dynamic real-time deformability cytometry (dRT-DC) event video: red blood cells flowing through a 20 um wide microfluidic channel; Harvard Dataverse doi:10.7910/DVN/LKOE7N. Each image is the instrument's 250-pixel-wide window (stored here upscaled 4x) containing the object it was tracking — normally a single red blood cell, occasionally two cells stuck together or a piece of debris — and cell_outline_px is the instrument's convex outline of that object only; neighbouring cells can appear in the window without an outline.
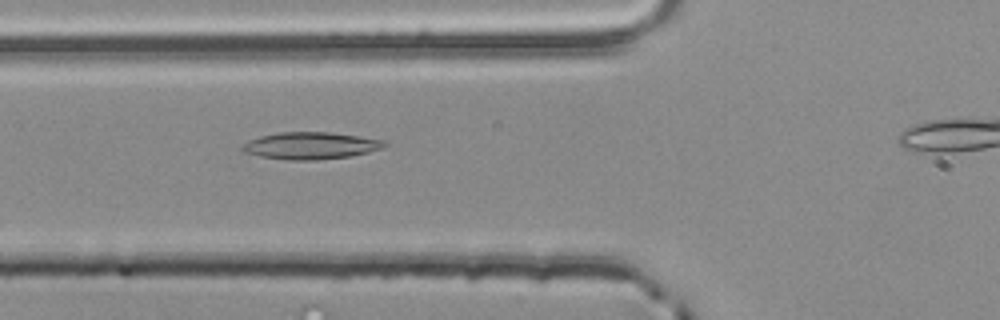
{"species": "common noctule bat (a hibernating species)", "species_latin": "Nyctalus noctula", "temperature_condition": "room temperature", "stored_images_in_passage": 35, "camera_frame_rate_fps": 3000, "um_per_image_px": 0.085, "animal": {"sex": "male", "body_mass_g": 20.4}, "frame": {"image": 1, "passage_image": 8, "time_ms": 2.333, "image_size_px": [1000, 320], "cell_outline_px": [[388, 144], [384, 148], [368, 152], [348, 156], [316, 160], [288, 160], [260, 156], [244, 152], [240, 148], [248, 140], [260, 136], [280, 132], [332, 132], [388, 140]], "centroid_in_image_um": [26.45, 12.37], "position_along_channel_um": 99.4, "area_um2": 22.54}}
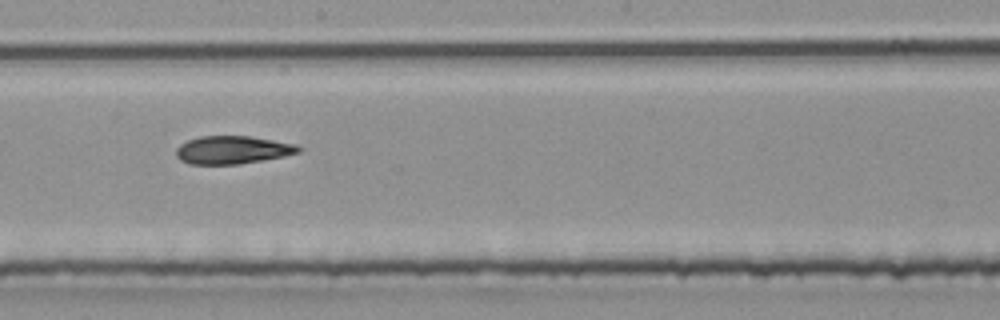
{"frame": {"image": 2, "passage_image": 18, "time_ms": 5.667, "image_size_px": [1000, 320], "cell_outline_px": [[304, 148], [300, 152], [284, 156], [240, 164], [188, 164], [180, 160], [176, 156], [176, 148], [180, 144], [188, 140], [200, 136], [248, 136], [296, 144]], "centroid_in_image_um": [19.76, 12.74], "position_along_channel_um": 228.4, "area_um2": 20.0}}
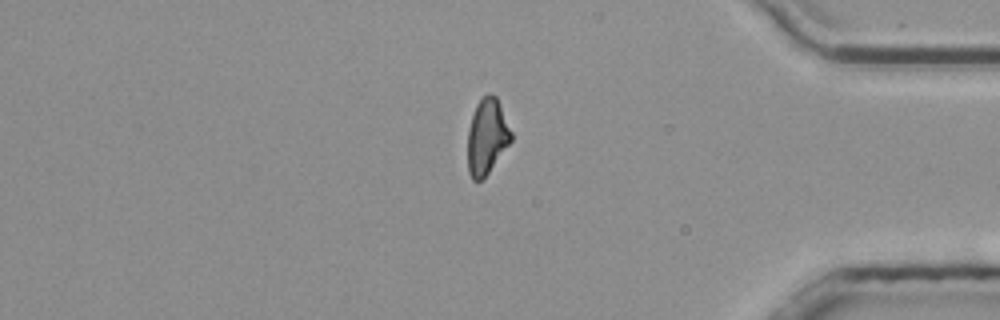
{"frame": {"image": 3, "passage_image": 33, "time_ms": 10.667, "image_size_px": [1000, 320], "cell_outline_px": [[512, 140], [488, 172], [480, 180], [472, 180], [468, 172], [468, 128], [476, 104], [488, 92], [492, 92], [496, 96], [512, 132]], "centroid_in_image_um": [41.38, 11.58], "position_along_channel_um": 393.8, "area_um2": 18.96}, "authors_computed_cell_mechanics": {"area_um2": 20.2878, "velocity_mm_per_s": 3.8667, "shape_relaxation_time_tau1_ms": null, "shape_relaxation_time_tau2_ms": 6.0489, "deformation_change_tau1": null, "deformation_change_tau2": 0.1599}}